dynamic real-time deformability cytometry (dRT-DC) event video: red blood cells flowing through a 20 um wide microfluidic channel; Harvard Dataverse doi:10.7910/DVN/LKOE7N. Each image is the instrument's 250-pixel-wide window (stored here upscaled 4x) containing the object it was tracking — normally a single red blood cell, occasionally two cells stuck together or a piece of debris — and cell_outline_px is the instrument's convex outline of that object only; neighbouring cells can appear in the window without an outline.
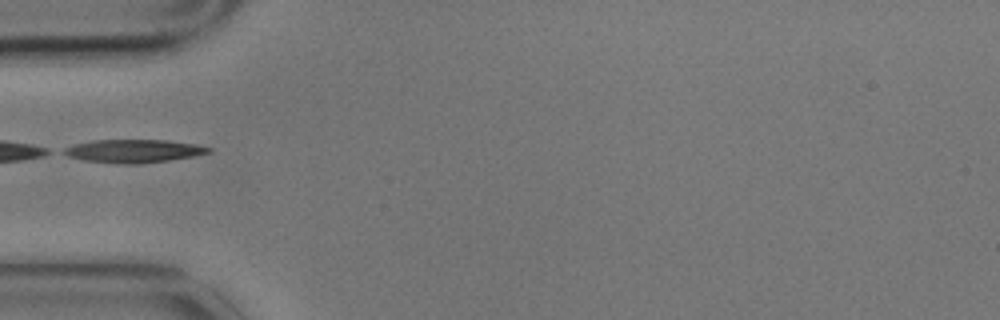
{"species": "common noctule bat (a hibernating species)", "species_latin": "Nyctalus noctula", "temperature_condition": "cold", "stored_images_in_passage": 2, "camera_frame_rate_fps": 3000, "um_per_image_px": 0.085, "animal": {"sex": "male", "body_mass_g": 17.9}, "frame": {"image": 1, "passage_image": 2, "time_ms": 0.333, "image_size_px": [1000, 320], "cell_outline_px": [[212, 152], [192, 156], [168, 160], [136, 164], [116, 164], [84, 160], [68, 156], [60, 152], [64, 148], [76, 144], [92, 140], [164, 140], [196, 144], [212, 148]], "centroid_in_image_um": [11.33, 12.84], "position_along_channel_um": 73.7, "area_um2": 19.48}}